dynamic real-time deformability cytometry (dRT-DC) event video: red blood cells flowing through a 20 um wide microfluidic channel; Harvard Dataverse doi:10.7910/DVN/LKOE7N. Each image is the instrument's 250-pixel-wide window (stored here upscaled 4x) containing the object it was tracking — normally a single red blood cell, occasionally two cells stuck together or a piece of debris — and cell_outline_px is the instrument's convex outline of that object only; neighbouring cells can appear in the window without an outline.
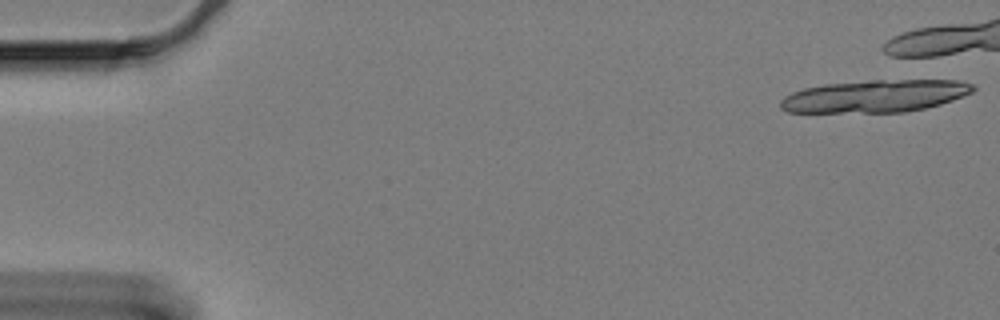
{"species": "Egyptian fruit bat (a non-hibernating species)", "species_latin": "Rousettus aegyptiacus", "temperature_condition": "cold", "stored_images_in_passage": 2, "camera_frame_rate_fps": 3000, "um_per_image_px": 0.085, "animal": {"sex": "female"}, "frame": {"image": 1, "passage_image": 1, "time_ms": 0.0, "image_size_px": [1000, 320], "cell_outline_px": [[976, 88], [972, 92], [964, 96], [940, 104], [924, 108], [904, 112], [788, 112], [780, 108], [780, 100], [784, 96], [792, 92], [804, 88], [824, 84], [872, 80], [956, 80], [972, 84]], "centroid_in_image_um": [74.37, 8.16], "position_along_channel_um": 10.6, "area_um2": 36.3}}